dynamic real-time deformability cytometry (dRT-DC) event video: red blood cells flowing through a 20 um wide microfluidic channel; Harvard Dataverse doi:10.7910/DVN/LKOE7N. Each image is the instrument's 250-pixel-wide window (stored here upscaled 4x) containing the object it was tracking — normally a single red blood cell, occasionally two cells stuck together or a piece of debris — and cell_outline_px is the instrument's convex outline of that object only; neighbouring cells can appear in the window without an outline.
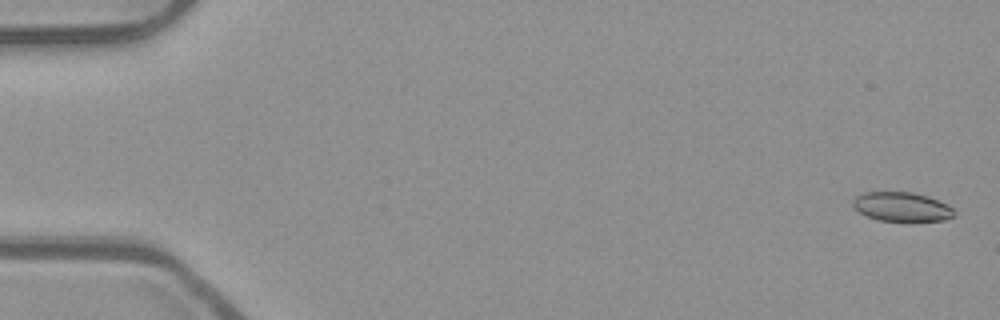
{"species": "common noctule bat (a hibernating species)", "species_latin": "Nyctalus noctula", "temperature_condition": "room temperature", "stored_images_in_passage": 54, "camera_frame_rate_fps": 3000, "um_per_image_px": 0.085, "animal": {"sex": "male", "body_mass_g": 23.1, "forearm_length_mm": 52.7}, "frame": {"image": 1, "passage_image": 2, "time_ms": 0.333, "image_size_px": [1000, 320], "cell_outline_px": [[956, 212], [952, 216], [944, 220], [912, 224], [880, 220], [868, 216], [860, 212], [852, 204], [852, 200], [856, 196], [864, 192], [912, 192], [928, 196], [948, 204]], "centroid_in_image_um": [76.7, 17.62], "position_along_channel_um": 8.3, "area_um2": 17.86}}
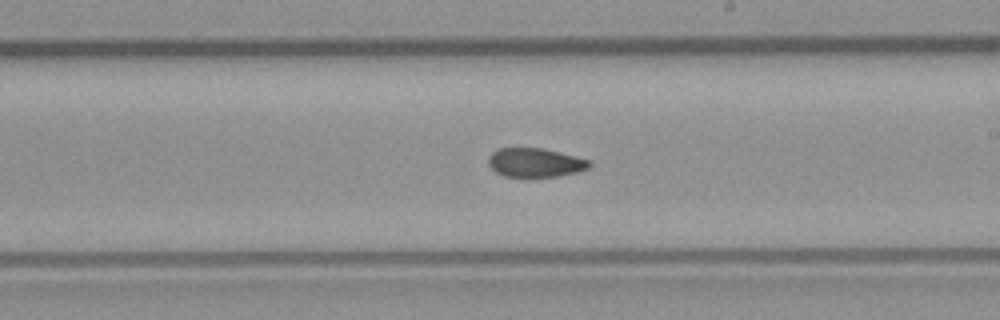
{"frame": {"image": 2, "passage_image": 32, "time_ms": 10.333, "image_size_px": [1000, 320], "cell_outline_px": [[592, 164], [588, 168], [576, 172], [556, 176], [504, 176], [496, 172], [488, 164], [488, 156], [496, 148], [540, 148], [588, 160]], "centroid_in_image_um": [45.42, 13.81], "position_along_channel_um": 243.6, "area_um2": 16.65}}
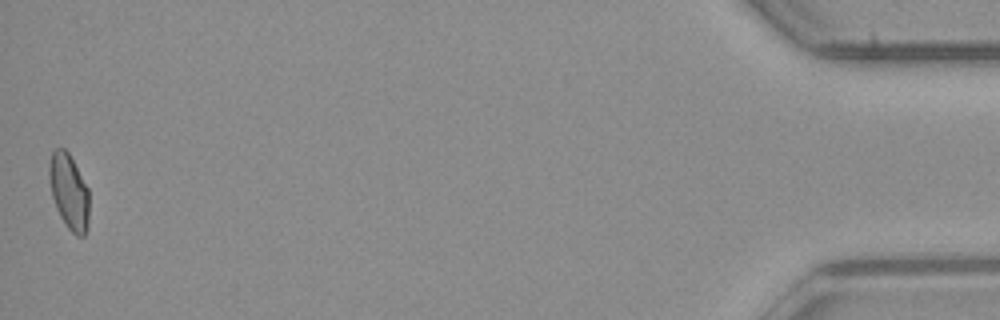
{"frame": {"image": 3, "passage_image": 54, "time_ms": 17.667, "image_size_px": [1000, 320], "cell_outline_px": [[88, 228], [84, 236], [76, 236], [68, 228], [60, 216], [56, 208], [52, 196], [48, 176], [48, 164], [52, 152], [56, 148], [64, 148], [68, 152], [88, 188]], "centroid_in_image_um": [5.85, 16.29], "position_along_channel_um": 429.4, "area_um2": 17.57}, "authors_computed_cell_mechanics": {"area_um2": 17.8313, "velocity_mm_per_s": 3.8764, "shape_relaxation_time_tau1_ms": null, "shape_relaxation_time_tau2_ms": 2.1343, "deformation_change_tau1": null, "deformation_change_tau2": 0.0766}}